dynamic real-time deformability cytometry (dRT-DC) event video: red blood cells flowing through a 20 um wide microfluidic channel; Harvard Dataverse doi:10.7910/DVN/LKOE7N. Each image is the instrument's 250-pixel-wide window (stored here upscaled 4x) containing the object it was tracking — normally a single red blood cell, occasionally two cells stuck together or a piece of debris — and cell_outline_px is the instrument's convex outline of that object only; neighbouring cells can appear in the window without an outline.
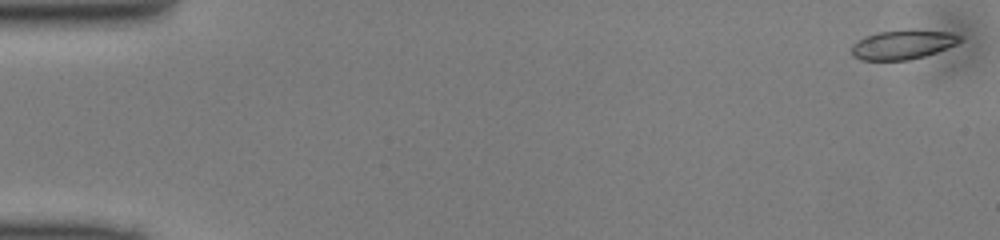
{"species": "common noctule bat (a hibernating species)", "species_latin": "Nyctalus noctula", "temperature_condition": "cold", "stored_images_in_passage": 49, "camera_frame_rate_fps": 3000, "um_per_image_px": 0.085, "animal": {"sex": "male", "body_mass_g": 13.0, "forearm_length_mm": 53.1}, "frame": {"image": 1, "passage_image": 1, "time_ms": 0.0, "image_size_px": [1000, 240], "cell_outline_px": [[964, 40], [960, 44], [924, 56], [908, 60], [860, 60], [852, 56], [852, 44], [856, 40], [864, 36], [880, 32], [908, 28], [912, 28], [948, 32], [964, 36]], "centroid_in_image_um": [76.79, 3.76], "position_along_channel_um": 8.2, "area_um2": 19.13}}
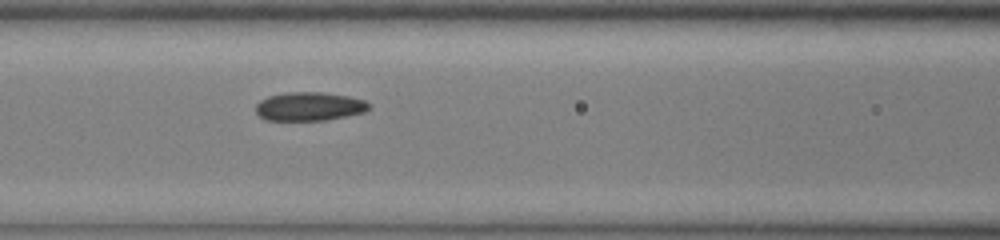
{"frame": {"image": 2, "passage_image": 21, "time_ms": 6.667, "image_size_px": [1000, 240], "cell_outline_px": [[372, 104], [364, 112], [324, 120], [264, 120], [256, 112], [256, 104], [260, 100], [268, 96], [288, 92], [320, 92], [348, 96], [364, 100]], "centroid_in_image_um": [26.27, 9.04], "position_along_channel_um": 140.3, "area_um2": 18.79}}
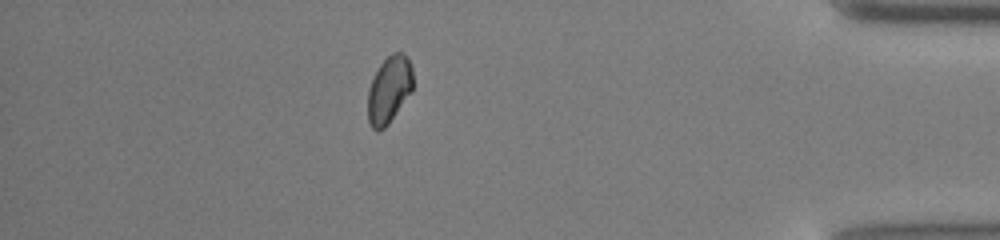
{"frame": {"image": 3, "passage_image": 43, "time_ms": 14.0, "image_size_px": [1000, 240], "cell_outline_px": [[412, 92], [388, 124], [384, 128], [376, 132], [372, 128], [368, 120], [368, 88], [380, 64], [392, 52], [404, 52], [412, 64]], "centroid_in_image_um": [33.08, 7.61], "position_along_channel_um": 402.1, "area_um2": 17.74}}